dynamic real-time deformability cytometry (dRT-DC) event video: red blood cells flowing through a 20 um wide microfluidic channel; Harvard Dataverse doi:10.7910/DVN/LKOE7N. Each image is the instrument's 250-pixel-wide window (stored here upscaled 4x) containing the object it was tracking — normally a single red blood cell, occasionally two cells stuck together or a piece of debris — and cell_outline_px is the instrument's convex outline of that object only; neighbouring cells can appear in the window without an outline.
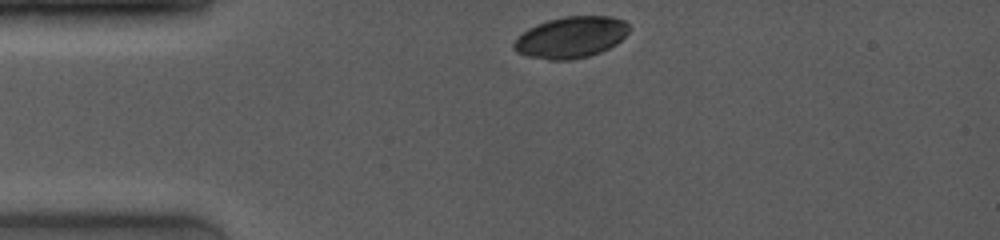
{"species": "common noctule bat (a hibernating species)", "species_latin": "Nyctalus noctula", "temperature_condition": "room temperature", "stored_images_in_passage": 43, "camera_frame_rate_fps": 4000, "um_per_image_px": 0.085, "animal": {"sex": "female", "body_mass_g": 19.0, "forearm_length_mm": 53.3}, "frame": {"image": 1, "passage_image": 1, "time_ms": 0.0, "image_size_px": [1000, 240], "cell_outline_px": [[632, 28], [616, 44], [600, 52], [588, 56], [572, 60], [548, 60], [528, 56], [516, 52], [512, 48], [512, 44], [516, 36], [528, 28], [536, 24], [548, 20], [564, 16], [612, 16], [624, 20]], "centroid_in_image_um": [48.5, 3.16], "position_along_channel_um": 36.5, "area_um2": 28.09}}
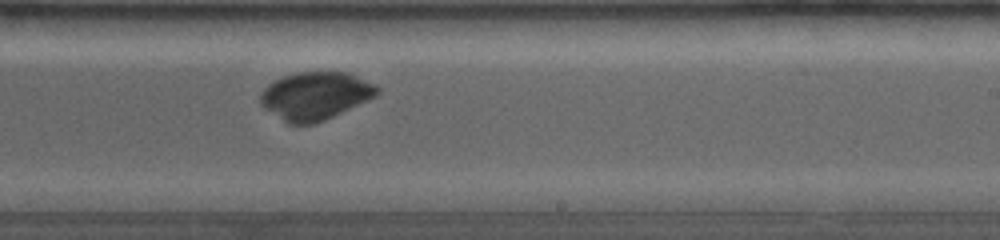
{"frame": {"image": 2, "passage_image": 27, "time_ms": 6.5, "image_size_px": [1000, 240], "cell_outline_px": [[380, 92], [376, 96], [368, 100], [324, 120], [312, 124], [288, 124], [260, 104], [260, 96], [264, 88], [268, 84], [284, 76], [296, 72], [348, 72], [376, 84], [380, 88]], "centroid_in_image_um": [26.83, 8.13], "position_along_channel_um": 262.2, "area_um2": 32.37}}
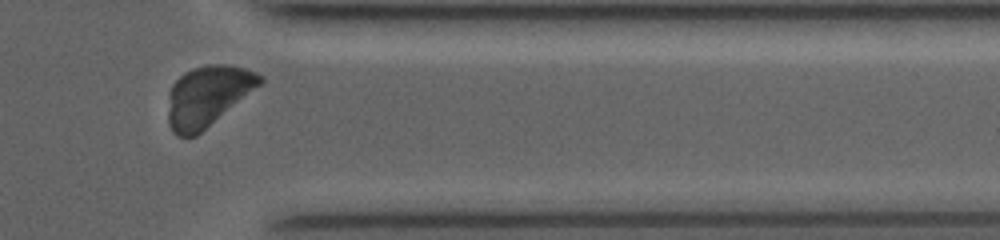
{"frame": {"image": 3, "passage_image": 40, "time_ms": 9.75, "image_size_px": [1000, 240], "cell_outline_px": [[264, 80], [260, 84], [196, 136], [176, 136], [172, 132], [168, 124], [168, 92], [172, 84], [184, 72], [192, 68], [208, 64], [228, 64], [244, 68], [256, 72], [264, 76]], "centroid_in_image_um": [17.6, 8.15], "position_along_channel_um": 393.8, "area_um2": 32.25}}